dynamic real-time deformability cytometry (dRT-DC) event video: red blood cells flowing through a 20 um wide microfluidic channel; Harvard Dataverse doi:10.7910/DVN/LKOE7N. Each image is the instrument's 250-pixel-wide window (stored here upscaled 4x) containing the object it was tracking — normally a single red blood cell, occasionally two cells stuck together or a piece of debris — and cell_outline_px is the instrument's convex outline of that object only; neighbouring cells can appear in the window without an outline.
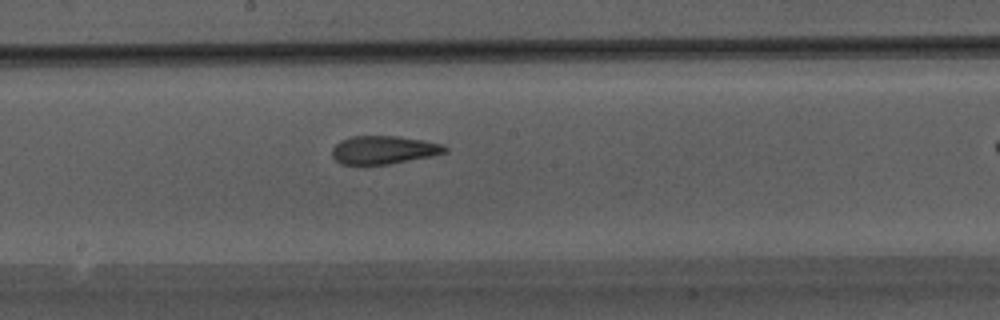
{"species": "Egyptian fruit bat (a non-hibernating species)", "species_latin": "Rousettus aegyptiacus", "temperature_condition": "warm", "stored_images_in_passage": 28, "camera_frame_rate_fps": 3000, "um_per_image_px": 0.085, "animal": {"sex": "male"}, "frame": {"image": 1, "passage_image": 16, "time_ms": 5.0, "image_size_px": [1000, 320], "cell_outline_px": [[448, 152], [432, 156], [388, 164], [340, 164], [332, 156], [332, 148], [340, 140], [352, 136], [396, 136], [444, 144], [448, 148]], "centroid_in_image_um": [32.62, 12.74], "position_along_channel_um": 215.6, "area_um2": 18.5}}